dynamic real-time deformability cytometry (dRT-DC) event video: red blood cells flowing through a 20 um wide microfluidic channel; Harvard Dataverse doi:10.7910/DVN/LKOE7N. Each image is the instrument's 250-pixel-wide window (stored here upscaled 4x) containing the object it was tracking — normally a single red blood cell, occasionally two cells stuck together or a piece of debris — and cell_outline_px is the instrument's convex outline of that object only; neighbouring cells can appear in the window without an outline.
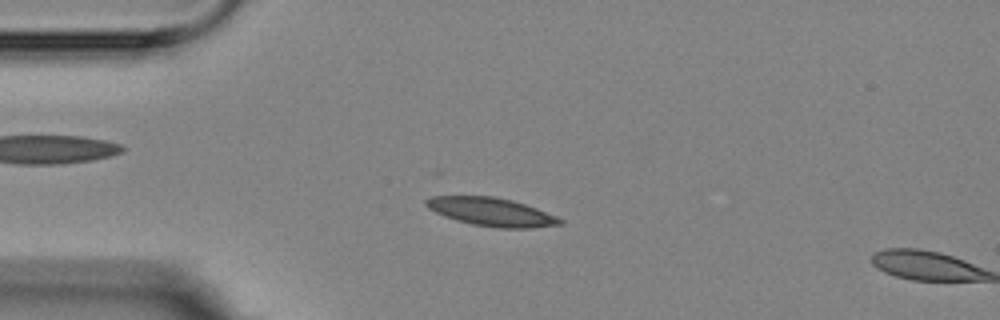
{"species": "Egyptian fruit bat (a non-hibernating species)", "species_latin": "Rousettus aegyptiacus", "temperature_condition": "room temperature", "stored_images_in_passage": 4, "camera_frame_rate_fps": 3000, "um_per_image_px": 0.085, "animal": {"sex": "female"}, "frame": {"image": 1, "passage_image": 3, "time_ms": 2.333, "image_size_px": [1000, 320], "cell_outline_px": [[564, 224], [532, 228], [496, 228], [472, 224], [456, 220], [444, 216], [428, 208], [424, 204], [424, 200], [432, 196], [492, 196], [512, 200], [536, 208], [556, 216], [564, 220]], "centroid_in_image_um": [41.77, 18.01], "position_along_channel_um": 43.2, "area_um2": 22.14}}